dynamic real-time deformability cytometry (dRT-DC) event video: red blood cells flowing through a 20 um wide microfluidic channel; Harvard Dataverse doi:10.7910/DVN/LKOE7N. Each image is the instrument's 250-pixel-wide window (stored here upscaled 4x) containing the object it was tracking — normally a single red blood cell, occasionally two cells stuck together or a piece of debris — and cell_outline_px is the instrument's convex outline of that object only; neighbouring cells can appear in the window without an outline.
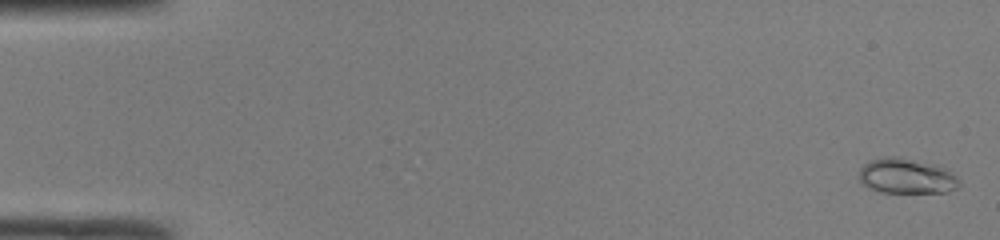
{"species": "common noctule bat (a hibernating species)", "species_latin": "Nyctalus noctula", "temperature_condition": "room temperature", "stored_images_in_passage": 49, "camera_frame_rate_fps": 3000, "um_per_image_px": 0.085, "animal": {"sex": "male", "body_mass_g": 19.0, "forearm_length_mm": 50.8}, "frame": {"image": 1, "passage_image": 2, "time_ms": 0.333, "image_size_px": [1000, 240], "cell_outline_px": [[960, 184], [956, 188], [948, 192], [880, 192], [868, 188], [860, 180], [860, 168], [868, 160], [884, 156], [900, 156], [936, 164], [948, 168], [960, 180]], "centroid_in_image_um": [77.08, 14.94], "position_along_channel_um": 7.9, "area_um2": 20.92}}
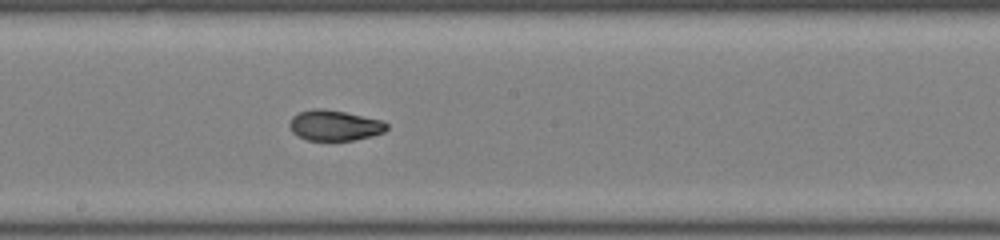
{"frame": {"image": 2, "passage_image": 28, "time_ms": 9.0, "image_size_px": [1000, 240], "cell_outline_px": [[388, 128], [384, 132], [372, 136], [352, 140], [308, 140], [292, 132], [288, 124], [292, 116], [300, 112], [312, 108], [324, 108], [384, 120], [388, 124]], "centroid_in_image_um": [28.45, 10.65], "position_along_channel_um": 219.8, "area_um2": 17.34}}
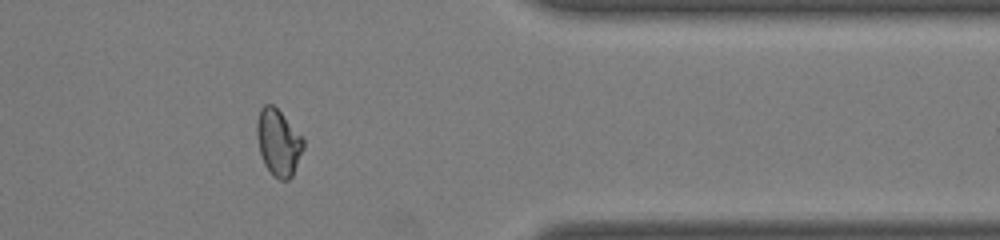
{"frame": {"image": 3, "passage_image": 41, "time_ms": 13.333, "image_size_px": [1000, 240], "cell_outline_px": [[304, 148], [292, 176], [288, 180], [280, 180], [272, 176], [264, 164], [260, 152], [256, 136], [256, 120], [260, 108], [264, 104], [272, 104], [280, 112], [304, 140]], "centroid_in_image_um": [23.63, 12.13], "position_along_channel_um": 387.8, "area_um2": 17.98}, "authors_computed_cell_mechanics": {"area_um2": 18.1492, "velocity_mm_per_s": 4.2174, "shape_relaxation_time_tau1_ms": 3.6421, "shape_relaxation_time_tau2_ms": 1.8869, "deformation_change_tau1": 0.1643, "deformation_change_tau2": 0.0579}}